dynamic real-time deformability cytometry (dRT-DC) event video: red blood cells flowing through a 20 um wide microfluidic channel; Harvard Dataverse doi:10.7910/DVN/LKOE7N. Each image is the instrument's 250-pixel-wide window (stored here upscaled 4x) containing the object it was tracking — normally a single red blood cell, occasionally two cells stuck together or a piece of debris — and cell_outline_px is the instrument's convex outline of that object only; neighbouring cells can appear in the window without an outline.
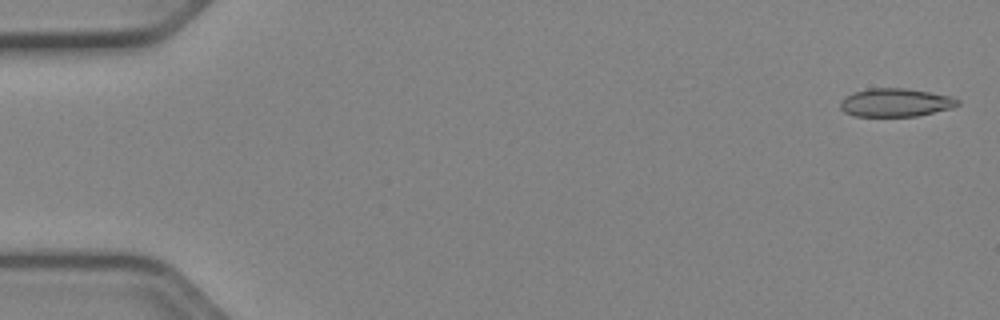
{"species": "Egyptian fruit bat (a non-hibernating species)", "species_latin": "Rousettus aegyptiacus", "temperature_condition": "cold", "stored_images_in_passage": 12, "camera_frame_rate_fps": 3000, "um_per_image_px": 0.085, "animal": {"sex": "female"}, "frame": {"image": 1, "passage_image": 2, "time_ms": 0.333, "image_size_px": [1000, 320], "cell_outline_px": [[960, 104], [952, 108], [916, 116], [852, 116], [844, 112], [840, 108], [840, 104], [848, 96], [856, 92], [868, 88], [904, 88], [928, 92], [948, 96], [960, 100]], "centroid_in_image_um": [76.13, 8.73], "position_along_channel_um": 8.9, "area_um2": 19.07}}